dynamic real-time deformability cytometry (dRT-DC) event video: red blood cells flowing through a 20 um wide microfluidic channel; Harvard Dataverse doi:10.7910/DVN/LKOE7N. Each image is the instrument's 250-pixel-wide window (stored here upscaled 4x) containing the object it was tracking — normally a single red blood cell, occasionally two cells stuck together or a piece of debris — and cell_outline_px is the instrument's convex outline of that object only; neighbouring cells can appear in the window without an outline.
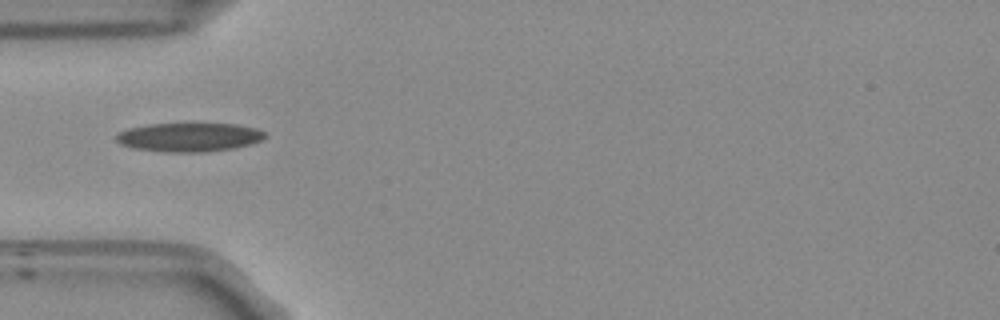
{"species": "Egyptian fruit bat (a non-hibernating species)", "species_latin": "Rousettus aegyptiacus", "temperature_condition": "room temperature", "stored_images_in_passage": 38, "camera_frame_rate_fps": 3000, "um_per_image_px": 0.085, "frame": {"image": 1, "passage_image": 1, "time_ms": 0.0, "image_size_px": [1000, 320], "cell_outline_px": [[268, 136], [252, 144], [232, 148], [204, 152], [168, 152], [132, 148], [120, 144], [116, 140], [116, 136], [120, 132], [128, 128], [148, 124], [236, 124], [256, 128], [264, 132]], "centroid_in_image_um": [16.08, 11.66], "position_along_channel_um": 68.9, "area_um2": 24.91}}
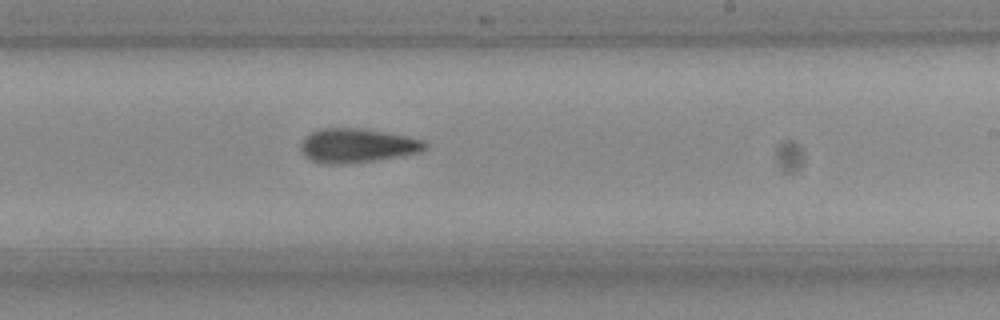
{"frame": {"image": 2, "passage_image": 16, "time_ms": 5.0, "image_size_px": [1000, 320], "cell_outline_px": [[428, 148], [420, 152], [372, 160], [312, 160], [300, 148], [300, 144], [304, 136], [320, 128], [360, 128], [404, 136], [424, 140], [428, 144]], "centroid_in_image_um": [30.42, 12.29], "position_along_channel_um": 258.6, "area_um2": 23.18}}
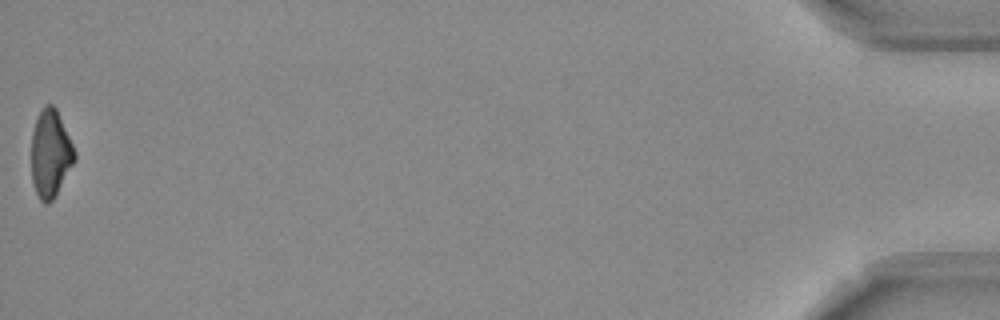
{"frame": {"image": 3, "passage_image": 38, "time_ms": 12.333, "image_size_px": [1000, 320], "cell_outline_px": [[76, 160], [52, 200], [48, 204], [44, 204], [40, 200], [32, 184], [32, 132], [36, 116], [44, 104], [52, 104], [56, 108], [76, 152]], "centroid_in_image_um": [4.28, 13.04], "position_along_channel_um": 430.9, "area_um2": 22.08}}